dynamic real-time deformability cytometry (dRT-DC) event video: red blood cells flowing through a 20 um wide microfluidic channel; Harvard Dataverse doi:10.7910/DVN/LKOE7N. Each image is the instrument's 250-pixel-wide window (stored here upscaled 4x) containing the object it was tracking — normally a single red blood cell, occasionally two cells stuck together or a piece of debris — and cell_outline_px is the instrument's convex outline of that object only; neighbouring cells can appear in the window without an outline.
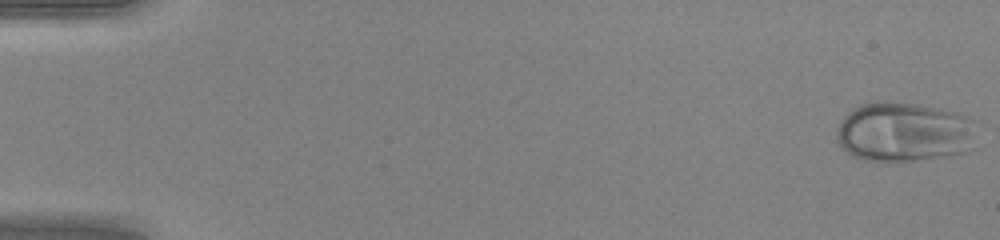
{"species": "human", "species_latin": "Homo sapiens", "temperature_condition": "warm", "stored_images_in_passage": 48, "camera_frame_rate_fps": 3000, "um_per_image_px": 0.085, "donor": {"sex": "female"}, "frame": {"image": 1, "passage_image": 1, "time_ms": 0.0, "image_size_px": [1000, 240], "cell_outline_px": [[976, 148], [964, 152], [940, 156], [888, 164], [864, 160], [852, 156], [840, 144], [836, 136], [836, 128], [844, 116], [852, 108], [864, 104], [912, 104], [940, 108], [956, 112], [972, 120]], "centroid_in_image_um": [76.83, 11.28], "position_along_channel_um": 8.2, "area_um2": 48.44}}
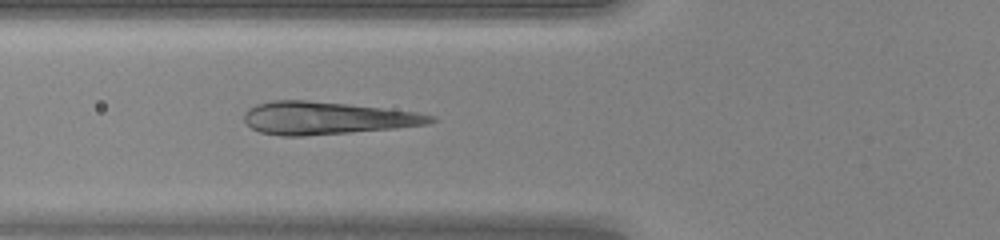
{"frame": {"image": 2, "passage_image": 19, "time_ms": 6.0, "image_size_px": [1000, 240], "cell_outline_px": [[436, 120], [428, 124], [392, 128], [304, 136], [284, 136], [260, 132], [252, 128], [244, 120], [244, 112], [248, 108], [256, 104], [272, 100], [304, 100], [348, 104], [416, 112], [436, 116]], "centroid_in_image_um": [27.74, 10.03], "position_along_channel_um": 98.1, "area_um2": 35.14}}
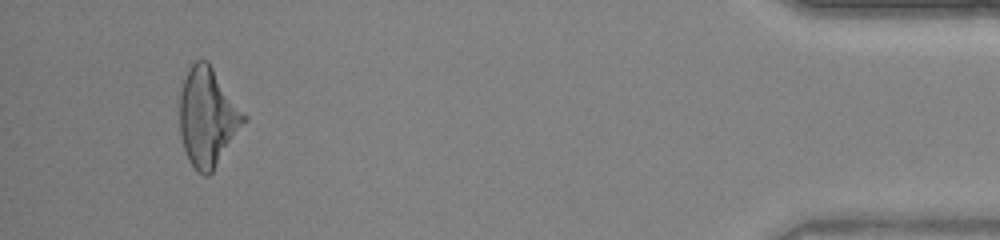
{"frame": {"image": 3, "passage_image": 46, "time_ms": 15.0, "image_size_px": [1000, 240], "cell_outline_px": [[248, 120], [212, 172], [208, 176], [204, 176], [196, 172], [188, 160], [180, 136], [180, 92], [188, 68], [196, 60], [208, 60], [248, 116]], "centroid_in_image_um": [17.67, 9.96], "position_along_channel_um": 417.5, "area_um2": 37.34}}